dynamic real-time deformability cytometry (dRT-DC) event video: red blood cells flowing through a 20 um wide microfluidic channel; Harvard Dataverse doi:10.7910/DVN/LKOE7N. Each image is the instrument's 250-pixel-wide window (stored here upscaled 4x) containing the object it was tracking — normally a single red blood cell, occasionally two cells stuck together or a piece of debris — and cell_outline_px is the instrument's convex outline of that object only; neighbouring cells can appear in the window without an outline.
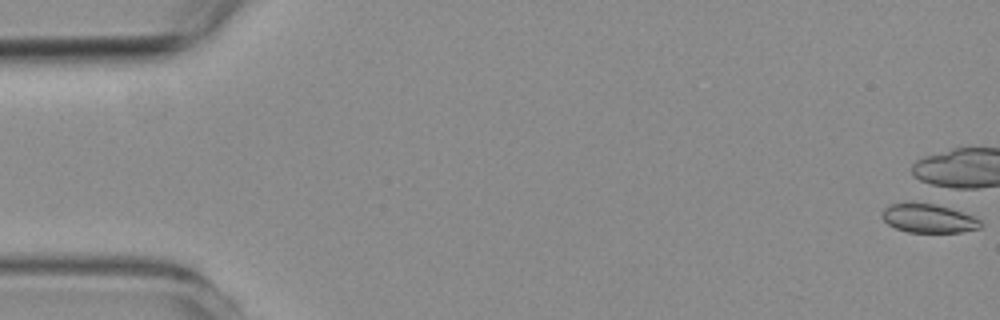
{"species": "common noctule bat (a hibernating species)", "species_latin": "Nyctalus noctula", "temperature_condition": "room temperature", "stored_images_in_passage": 2, "camera_frame_rate_fps": 3000, "um_per_image_px": 0.085, "animal": {"sex": "female", "body_mass_g": 19.3, "forearm_length_mm": 54.1}, "frame": {"image": 1, "passage_image": 1, "time_ms": 0.0, "image_size_px": [1000, 320], "cell_outline_px": [[984, 224], [980, 228], [960, 232], [908, 232], [896, 228], [888, 224], [884, 220], [884, 208], [892, 204], [936, 204], [972, 216], [980, 220]], "centroid_in_image_um": [78.97, 18.59], "position_along_channel_um": 6.0, "area_um2": 15.95}}